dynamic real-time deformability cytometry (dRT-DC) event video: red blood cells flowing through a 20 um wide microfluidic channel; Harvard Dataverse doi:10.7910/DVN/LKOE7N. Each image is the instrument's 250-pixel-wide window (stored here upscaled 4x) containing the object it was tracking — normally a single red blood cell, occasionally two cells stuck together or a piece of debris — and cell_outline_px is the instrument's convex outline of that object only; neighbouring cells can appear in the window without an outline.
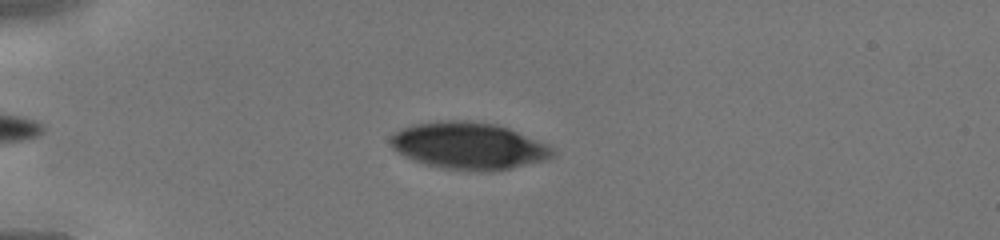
{"species": "human", "species_latin": "Homo sapiens", "temperature_condition": "cold", "stored_images_in_passage": 33, "camera_frame_rate_fps": 3000, "um_per_image_px": 0.085, "donor": {"sex": "male"}, "frame": {"image": 1, "passage_image": 5, "time_ms": 1.333, "image_size_px": [1000, 240], "cell_outline_px": [[556, 152], [552, 156], [544, 160], [508, 168], [488, 172], [484, 172], [444, 168], [428, 164], [404, 156], [392, 148], [388, 140], [400, 128], [412, 124], [436, 120], [468, 120], [496, 124], [508, 128], [548, 144]], "centroid_in_image_um": [39.81, 12.37], "position_along_channel_um": 45.2, "area_um2": 44.27}}
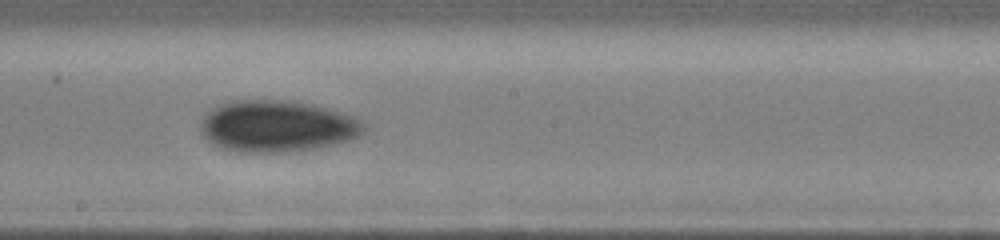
{"frame": {"image": 2, "passage_image": 19, "time_ms": 6.0, "image_size_px": [1000, 240], "cell_outline_px": [[364, 128], [356, 136], [348, 140], [316, 148], [280, 152], [240, 152], [220, 148], [208, 140], [204, 136], [200, 128], [200, 120], [212, 108], [220, 104], [232, 100], [296, 100], [328, 108], [352, 116], [360, 120], [364, 124]], "centroid_in_image_um": [23.5, 10.71], "position_along_channel_um": 224.7, "area_um2": 48.9}}
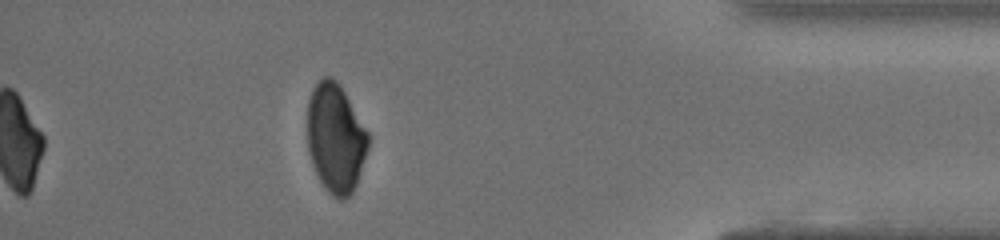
{"frame": {"image": 3, "passage_image": 33, "time_ms": 10.667, "image_size_px": [1000, 240], "cell_outline_px": [[368, 148], [356, 184], [352, 192], [344, 200], [340, 200], [332, 196], [328, 192], [320, 180], [312, 164], [308, 148], [308, 100], [312, 88], [324, 76], [332, 76], [340, 84], [368, 132]], "centroid_in_image_um": [28.52, 11.73], "position_along_channel_um": 406.7, "area_um2": 38.49}}